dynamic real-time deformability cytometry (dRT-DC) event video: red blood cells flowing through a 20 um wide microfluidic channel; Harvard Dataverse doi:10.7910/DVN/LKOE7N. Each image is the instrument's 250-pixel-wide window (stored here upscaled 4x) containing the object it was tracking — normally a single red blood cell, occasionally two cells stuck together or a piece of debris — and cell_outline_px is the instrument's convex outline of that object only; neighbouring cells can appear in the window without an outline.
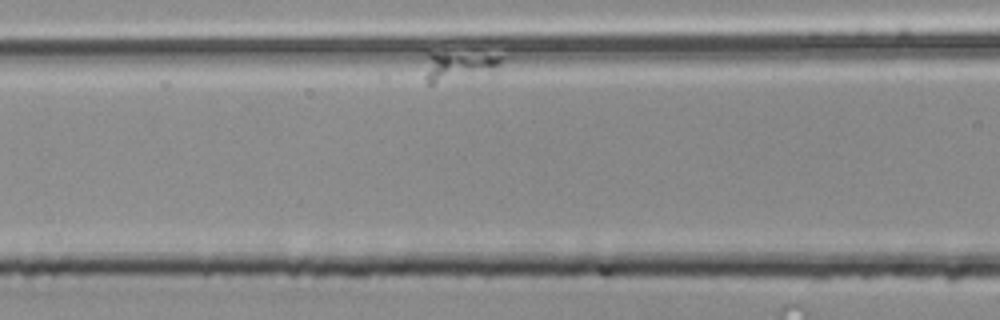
{"species": "common noctule bat (a hibernating species)", "species_latin": "Nyctalus noctula", "temperature_condition": "room temperature", "stored_images_in_passage": 32, "camera_frame_rate_fps": 3000, "um_per_image_px": 0.085, "animal": {"sex": "male", "body_mass_g": 20.4}, "frame": {"image": 1, "passage_image": 14, "time_ms": 4.333, "image_size_px": [1000, 320], "cell_outline_px": [[504, 60], [492, 80], [432, 84], [428, 84], [424, 80], [424, 76], [428, 52], [436, 52], [504, 56]], "centroid_in_image_um": [39.15, 5.75], "position_along_channel_um": 127.5, "area_um2": 15.03}}